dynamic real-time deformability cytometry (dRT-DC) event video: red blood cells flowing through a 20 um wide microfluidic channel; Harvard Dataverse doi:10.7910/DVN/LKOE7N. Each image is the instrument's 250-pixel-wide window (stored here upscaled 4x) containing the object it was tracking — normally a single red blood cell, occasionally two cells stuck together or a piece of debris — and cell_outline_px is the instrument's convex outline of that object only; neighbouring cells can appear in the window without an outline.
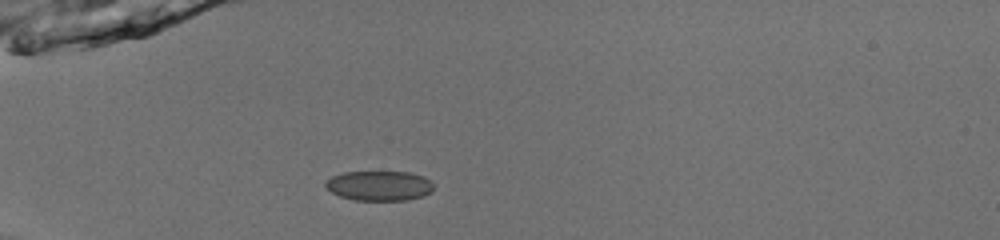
{"species": "common noctule bat (a hibernating species)", "species_latin": "Nyctalus noctula", "temperature_condition": "room temperature", "stored_images_in_passage": 36, "camera_frame_rate_fps": 3000, "um_per_image_px": 0.085, "animal": {"sex": "male", "body_mass_g": 13.0, "forearm_length_mm": 53.1}, "frame": {"image": 1, "passage_image": 1, "time_ms": 0.0, "image_size_px": [1000, 240], "cell_outline_px": [[432, 192], [424, 196], [408, 200], [352, 200], [340, 196], [332, 192], [324, 184], [324, 180], [332, 176], [344, 172], [408, 172], [424, 176], [432, 184]], "centroid_in_image_um": [32.22, 15.79], "position_along_channel_um": 52.8, "area_um2": 18.84}}
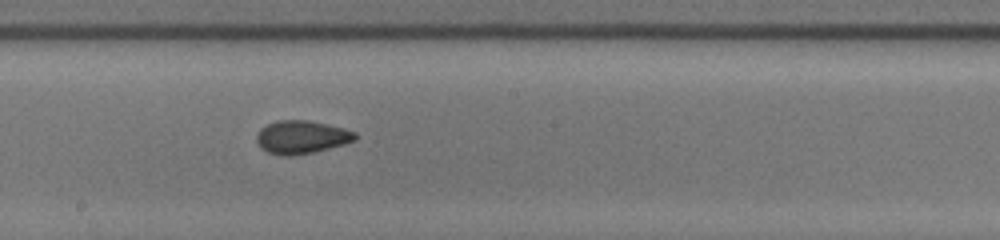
{"frame": {"image": 2, "passage_image": 15, "time_ms": 4.667, "image_size_px": [1000, 240], "cell_outline_px": [[356, 140], [344, 144], [312, 152], [292, 156], [284, 156], [268, 152], [260, 148], [256, 144], [256, 136], [260, 128], [276, 120], [308, 120], [344, 128], [356, 132]], "centroid_in_image_um": [25.6, 11.65], "position_along_channel_um": 222.6, "area_um2": 19.07}}
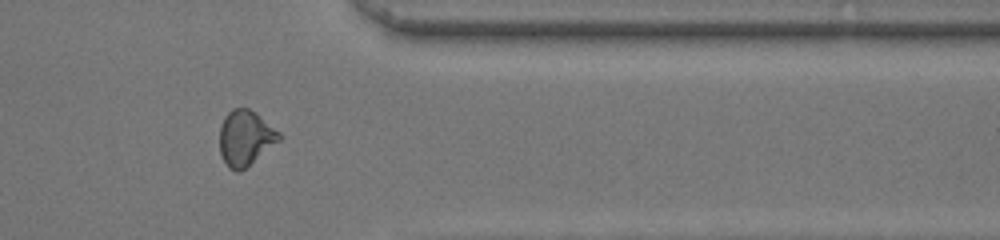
{"frame": {"image": 3, "passage_image": 28, "time_ms": 9.0, "image_size_px": [1000, 240], "cell_outline_px": [[284, 136], [280, 140], [240, 172], [236, 172], [228, 168], [220, 152], [220, 128], [224, 116], [232, 108], [248, 108], [256, 112], [280, 132]], "centroid_in_image_um": [20.87, 11.71], "position_along_channel_um": 390.5, "area_um2": 19.25}, "authors_computed_cell_mechanics": {"area_um2": 19.0451, "velocity_mm_per_s": 4.0114, "shape_relaxation_time_tau1_ms": 9.6277, "shape_relaxation_time_tau2_ms": 2.2897, "deformation_change_tau1": 0.1368, "deformation_change_tau2": 0.0479}}